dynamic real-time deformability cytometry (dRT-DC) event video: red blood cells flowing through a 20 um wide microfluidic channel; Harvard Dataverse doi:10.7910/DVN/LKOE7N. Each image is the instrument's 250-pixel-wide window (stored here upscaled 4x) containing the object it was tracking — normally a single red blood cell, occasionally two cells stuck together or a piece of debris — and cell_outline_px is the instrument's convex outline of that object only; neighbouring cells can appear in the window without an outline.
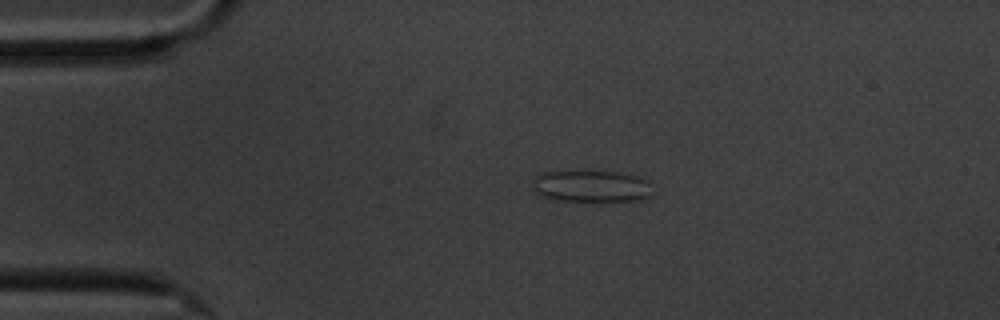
{"species": "common noctule bat (a hibernating species)", "species_latin": "Nyctalus noctula", "temperature_condition": "cold", "stored_images_in_passage": 3, "camera_frame_rate_fps": 3000, "um_per_image_px": 0.085, "animal": {"sex": "male", "body_mass_g": 20.1, "forearm_length_mm": 53.5}, "frame": {"image": 1, "passage_image": 1, "time_ms": 0.0, "image_size_px": [1000, 320], "cell_outline_px": [[652, 196], [640, 200], [564, 200], [544, 196], [532, 192], [532, 180], [536, 176], [544, 172], [580, 168], [588, 168], [616, 172], [636, 176], [648, 180]], "centroid_in_image_um": [50.21, 15.76], "position_along_channel_um": 34.8, "area_um2": 22.89}}
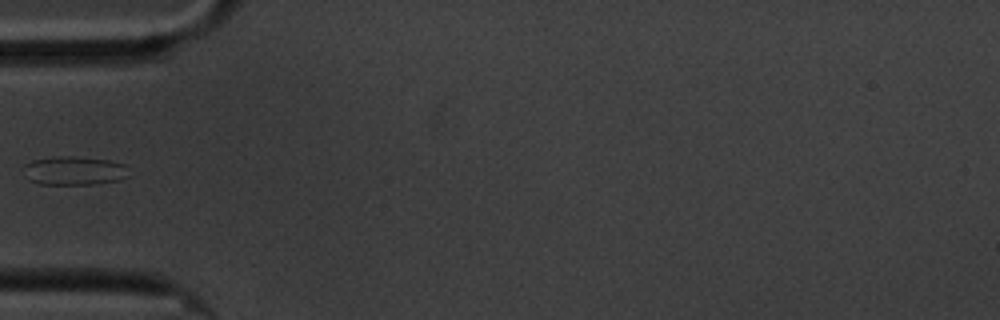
{"frame": {"image": 2, "passage_image": 3, "time_ms": 2.333, "image_size_px": [1000, 320], "cell_outline_px": [[128, 176], [120, 180], [96, 184], [40, 184], [28, 180], [24, 176], [24, 164], [32, 160], [52, 156], [72, 156], [108, 160], [128, 164]], "centroid_in_image_um": [6.3, 14.5], "position_along_channel_um": 78.7, "area_um2": 17.98}}